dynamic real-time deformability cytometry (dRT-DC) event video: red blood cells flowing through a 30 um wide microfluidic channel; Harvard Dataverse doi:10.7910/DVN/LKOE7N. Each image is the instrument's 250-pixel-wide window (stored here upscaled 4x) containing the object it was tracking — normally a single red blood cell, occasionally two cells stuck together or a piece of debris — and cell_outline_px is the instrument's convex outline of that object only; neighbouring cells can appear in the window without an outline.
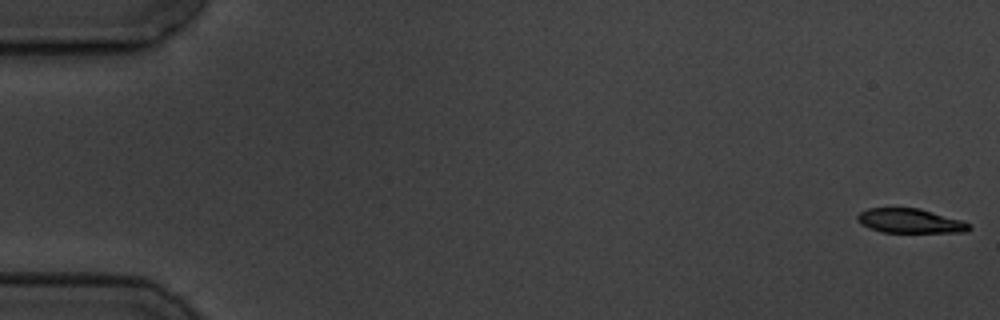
{"species": "common noctule bat (a hibernating species)", "species_latin": "Nyctalus noctula", "temperature_condition": "cold", "stored_images_in_passage": 6, "camera_frame_rate_fps": 3000, "um_per_image_px": 0.085, "animal": {"sex": "male", "body_mass_g": 19.5, "forearm_length_mm": 54.6}, "frame": {"image": 1, "passage_image": 1, "time_ms": 0.0, "image_size_px": [1000, 320], "cell_outline_px": [[972, 228], [968, 232], [880, 232], [868, 228], [860, 224], [856, 220], [856, 216], [860, 212], [868, 208], [920, 208], [960, 220], [972, 224]], "centroid_in_image_um": [77.34, 18.78], "position_along_channel_um": 7.7, "area_um2": 16.01}}
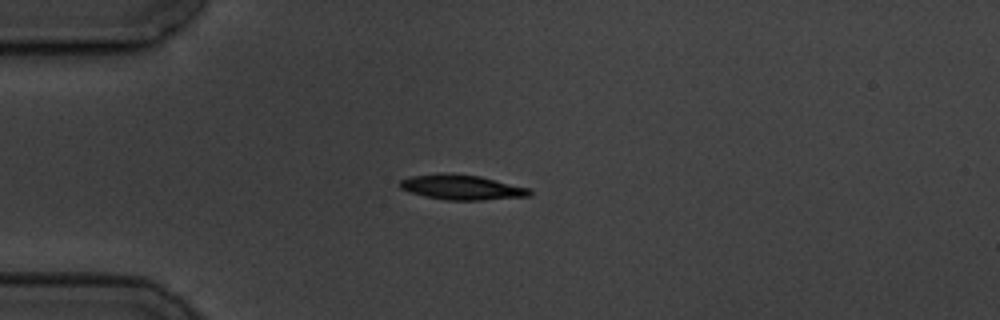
{"frame": {"image": 2, "passage_image": 5, "time_ms": 4.667, "image_size_px": [1000, 320], "cell_outline_px": [[532, 196], [480, 200], [444, 200], [424, 196], [400, 188], [400, 180], [412, 176], [440, 172], [444, 172], [480, 176], [528, 188], [532, 192]], "centroid_in_image_um": [39.24, 15.91], "position_along_channel_um": 45.8, "area_um2": 18.84}}